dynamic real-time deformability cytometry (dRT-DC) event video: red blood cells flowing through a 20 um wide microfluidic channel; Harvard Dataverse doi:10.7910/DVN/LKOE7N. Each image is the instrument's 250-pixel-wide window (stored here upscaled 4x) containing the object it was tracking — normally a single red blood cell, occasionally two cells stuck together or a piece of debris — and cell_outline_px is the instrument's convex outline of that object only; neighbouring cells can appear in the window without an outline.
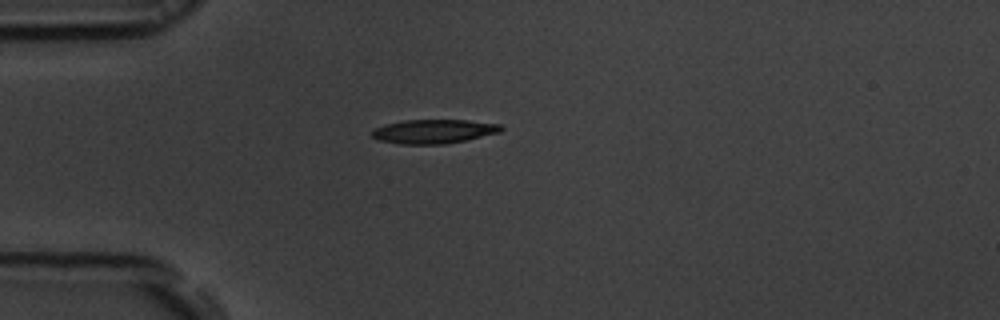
{"species": "common noctule bat (a hibernating species)", "species_latin": "Nyctalus noctula", "temperature_condition": "room temperature", "stored_images_in_passage": 40, "camera_frame_rate_fps": 3000, "um_per_image_px": 0.085, "animal": {"sex": "male", "body_mass_g": 19.5, "forearm_length_mm": 54.6}, "frame": {"image": 1, "passage_image": 1, "time_ms": 0.0, "image_size_px": [1000, 320], "cell_outline_px": [[504, 128], [500, 132], [464, 140], [444, 144], [400, 144], [376, 140], [372, 136], [372, 132], [376, 128], [384, 124], [404, 120], [468, 120], [500, 124]], "centroid_in_image_um": [36.84, 11.17], "position_along_channel_um": 48.2, "area_um2": 18.03}}
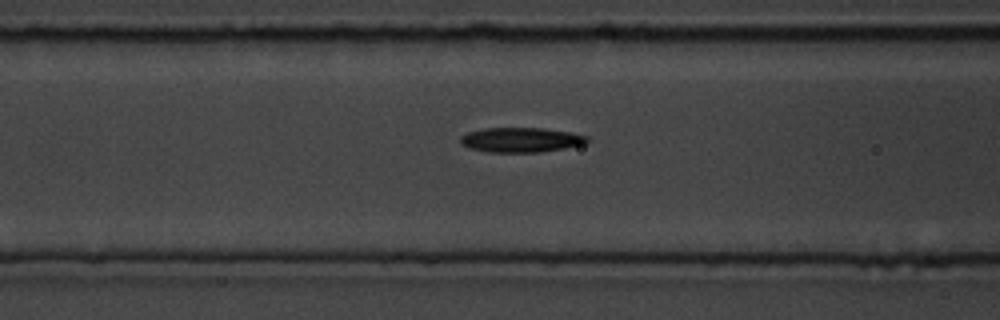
{"frame": {"image": 2, "passage_image": 8, "time_ms": 2.333, "image_size_px": [1000, 320], "cell_outline_px": [[588, 140], [584, 144], [564, 148], [540, 152], [488, 152], [468, 148], [460, 144], [460, 136], [468, 132], [484, 128], [544, 128], [572, 132], [588, 136]], "centroid_in_image_um": [44.26, 11.88], "position_along_channel_um": 122.3, "area_um2": 18.38}}
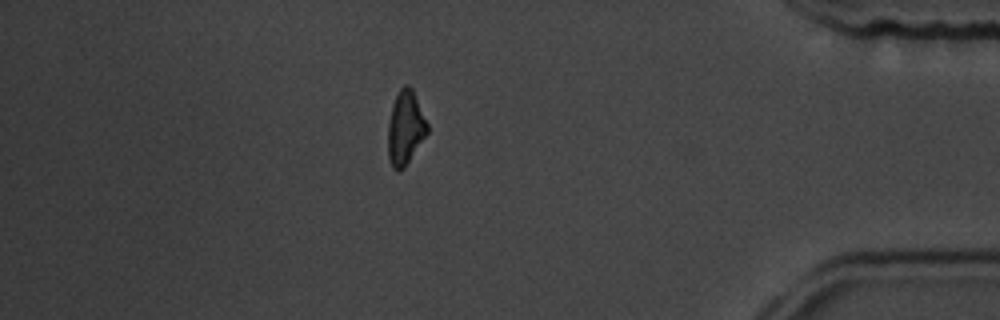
{"frame": {"image": 3, "passage_image": 33, "time_ms": 10.667, "image_size_px": [1000, 320], "cell_outline_px": [[428, 132], [404, 168], [396, 172], [392, 168], [388, 156], [388, 124], [392, 104], [400, 88], [404, 84], [408, 84], [412, 88], [428, 124]], "centroid_in_image_um": [34.44, 10.87], "position_along_channel_um": 400.8, "area_um2": 16.94}, "authors_computed_cell_mechanics": {"area_um2": 17.8891, "velocity_mm_per_s": 3.8088, "shape_relaxation_time_tau1_ms": 4.3721, "shape_relaxation_time_tau2_ms": null, "deformation_change_tau1": 0.1312, "deformation_change_tau2": null}}